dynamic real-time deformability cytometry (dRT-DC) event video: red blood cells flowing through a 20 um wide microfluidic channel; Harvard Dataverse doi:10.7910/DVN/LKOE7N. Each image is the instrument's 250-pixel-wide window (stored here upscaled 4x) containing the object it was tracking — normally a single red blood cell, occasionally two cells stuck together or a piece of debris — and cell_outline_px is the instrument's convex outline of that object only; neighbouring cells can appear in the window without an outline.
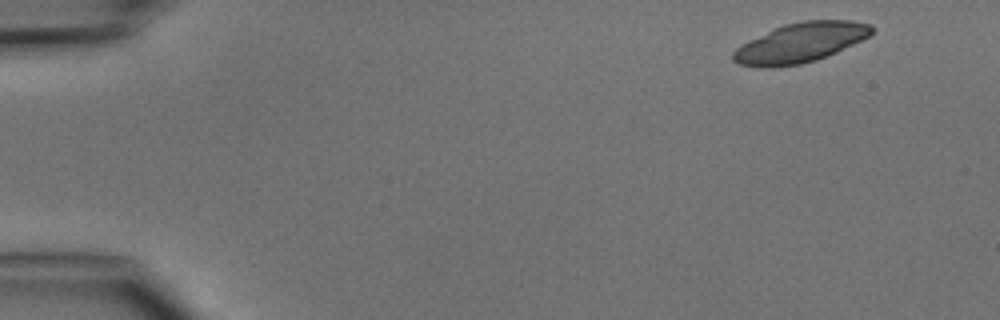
{"species": "common noctule bat (a hibernating species)", "species_latin": "Nyctalus noctula", "temperature_condition": "cold", "stored_images_in_passage": 4, "camera_frame_rate_fps": 3000, "um_per_image_px": 0.085, "animal": {"sex": "male", "body_mass_g": 15.6}, "frame": {"image": 1, "passage_image": 1, "time_ms": 0.0, "image_size_px": [1000, 320], "cell_outline_px": [[876, 28], [872, 36], [836, 52], [816, 60], [800, 64], [772, 68], [760, 68], [740, 64], [732, 60], [732, 52], [740, 44], [748, 40], [784, 24], [800, 20], [852, 20], [872, 24]], "centroid_in_image_um": [68.07, 3.62], "position_along_channel_um": 16.9, "area_um2": 32.48}}